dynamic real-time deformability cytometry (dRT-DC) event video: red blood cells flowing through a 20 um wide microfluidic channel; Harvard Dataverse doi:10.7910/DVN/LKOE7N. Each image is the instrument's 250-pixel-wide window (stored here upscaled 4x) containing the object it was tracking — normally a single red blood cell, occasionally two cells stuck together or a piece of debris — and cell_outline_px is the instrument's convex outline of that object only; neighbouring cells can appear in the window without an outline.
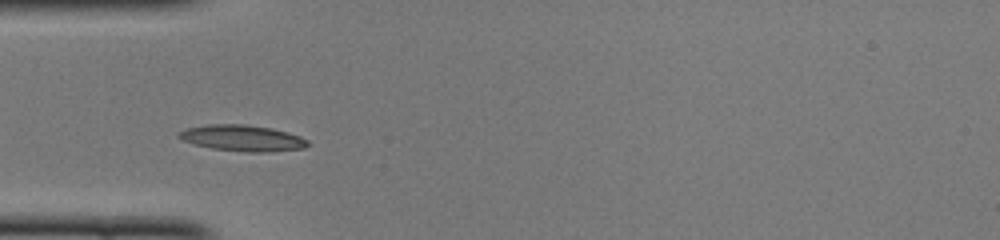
{"species": "common noctule bat (a hibernating species)", "species_latin": "Nyctalus noctula", "temperature_condition": "cold", "stored_images_in_passage": 37, "camera_frame_rate_fps": 3000, "um_per_image_px": 0.085, "animal": {"sex": "female", "body_mass_g": 22.0, "forearm_length_mm": 56.7}, "frame": {"image": 1, "passage_image": 3, "time_ms": 0.667, "image_size_px": [1000, 240], "cell_outline_px": [[308, 144], [304, 148], [272, 152], [248, 152], [212, 148], [192, 144], [176, 136], [180, 132], [188, 128], [208, 124], [244, 124], [272, 128], [288, 132], [300, 136], [308, 140]], "centroid_in_image_um": [20.63, 11.74], "position_along_channel_um": 64.4, "area_um2": 19.59}}
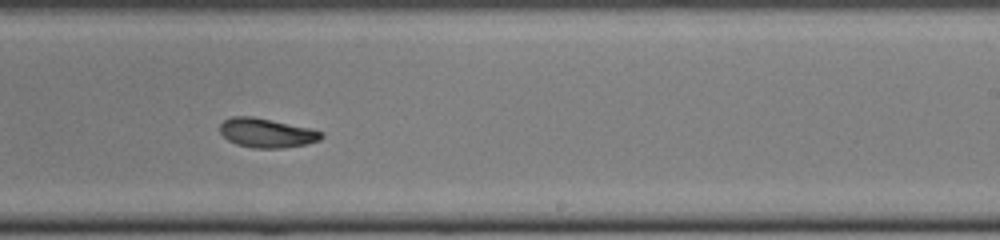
{"frame": {"image": 2, "passage_image": 18, "time_ms": 5.667, "image_size_px": [1000, 240], "cell_outline_px": [[324, 136], [320, 140], [304, 144], [284, 148], [252, 148], [236, 144], [228, 140], [220, 132], [220, 124], [224, 120], [232, 116], [252, 116], [312, 128], [324, 132]], "centroid_in_image_um": [22.68, 11.29], "position_along_channel_um": 266.3, "area_um2": 17.4}}
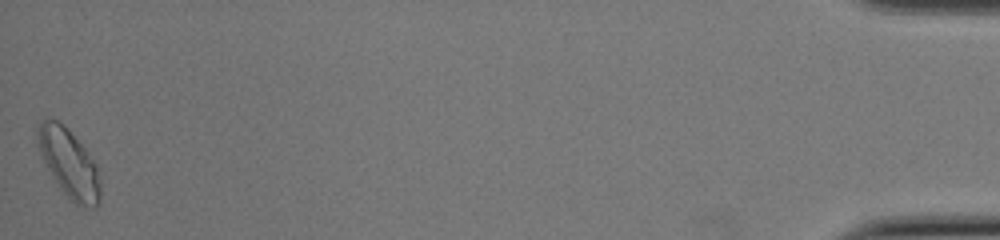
{"frame": {"image": 3, "passage_image": 37, "time_ms": 12.0, "image_size_px": [1000, 240], "cell_outline_px": [[100, 204], [96, 208], [84, 208], [76, 204], [60, 188], [52, 176], [44, 160], [40, 148], [36, 132], [40, 124], [44, 120], [56, 120], [64, 124], [88, 152], [96, 164], [100, 180]], "centroid_in_image_um": [5.92, 13.93], "position_along_channel_um": 429.3, "area_um2": 24.57}, "authors_computed_cell_mechanics": {"area_um2": 17.9758, "velocity_mm_per_s": 4.0577, "shape_relaxation_time_tau1_ms": 2.7441, "shape_relaxation_time_tau2_ms": 3.7283, "deformation_change_tau1": 0.1351, "deformation_change_tau2": 0.0634}}